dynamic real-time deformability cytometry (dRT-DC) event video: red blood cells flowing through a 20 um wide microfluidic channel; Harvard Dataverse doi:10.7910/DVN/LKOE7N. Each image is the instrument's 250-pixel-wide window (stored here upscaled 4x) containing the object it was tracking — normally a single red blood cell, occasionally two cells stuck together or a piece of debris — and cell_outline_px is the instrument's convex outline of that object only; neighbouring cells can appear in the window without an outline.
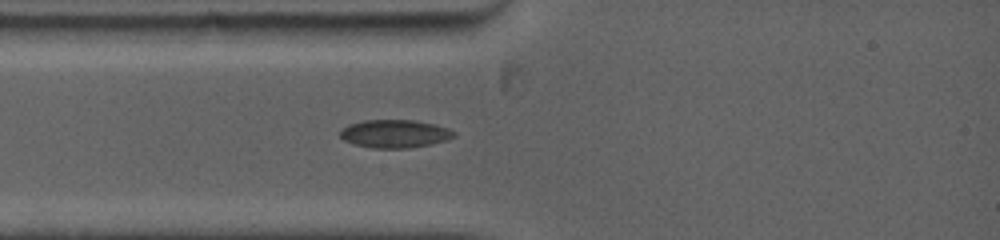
{"species": "common noctule bat (a hibernating species)", "species_latin": "Nyctalus noctula", "temperature_condition": "warm", "stored_images_in_passage": 1, "camera_frame_rate_fps": 5000, "um_per_image_px": 0.085, "animal": {"sex": "female", "body_mass_g": 19.0, "forearm_length_mm": 53.3}, "frame": {"image": 1, "passage_image": 1, "time_ms": 0.0, "image_size_px": [1000, 240], "cell_outline_px": [[456, 136], [432, 144], [408, 148], [372, 148], [352, 144], [344, 140], [340, 136], [340, 132], [348, 124], [364, 120], [412, 120], [436, 124], [448, 128], [456, 132]], "centroid_in_image_um": [33.56, 11.37], "position_along_channel_um": 51.4, "area_um2": 18.67}}